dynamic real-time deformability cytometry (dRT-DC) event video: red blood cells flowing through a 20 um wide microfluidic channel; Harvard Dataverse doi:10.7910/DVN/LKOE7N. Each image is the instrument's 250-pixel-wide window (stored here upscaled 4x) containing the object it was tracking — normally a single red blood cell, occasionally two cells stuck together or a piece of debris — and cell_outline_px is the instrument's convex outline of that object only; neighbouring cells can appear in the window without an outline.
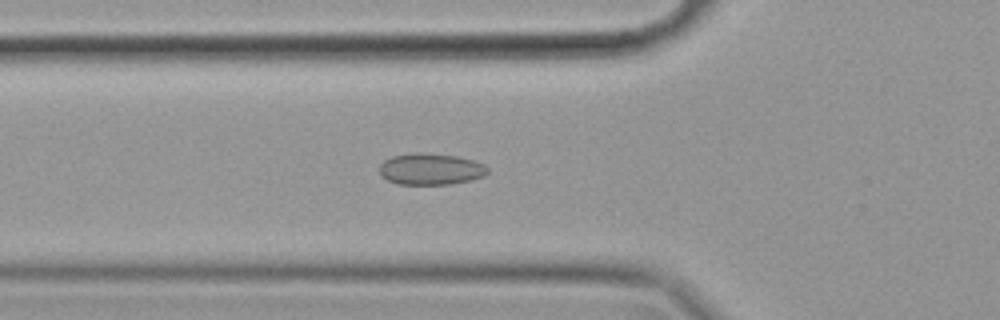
{"species": "common noctule bat (a hibernating species)", "species_latin": "Nyctalus noctula", "temperature_condition": "cold", "stored_images_in_passage": 48, "camera_frame_rate_fps": 3000, "um_per_image_px": 0.085, "animal": {"sex": "female", "body_mass_g": 19.9}, "frame": {"image": 1, "passage_image": 11, "time_ms": 3.333, "image_size_px": [1000, 320], "cell_outline_px": [[488, 172], [484, 176], [468, 180], [448, 184], [396, 184], [380, 176], [380, 164], [384, 160], [392, 156], [416, 152], [424, 152], [456, 156], [472, 160], [484, 164], [488, 168]], "centroid_in_image_um": [36.57, 14.36], "position_along_channel_um": 89.2, "area_um2": 19.83}}
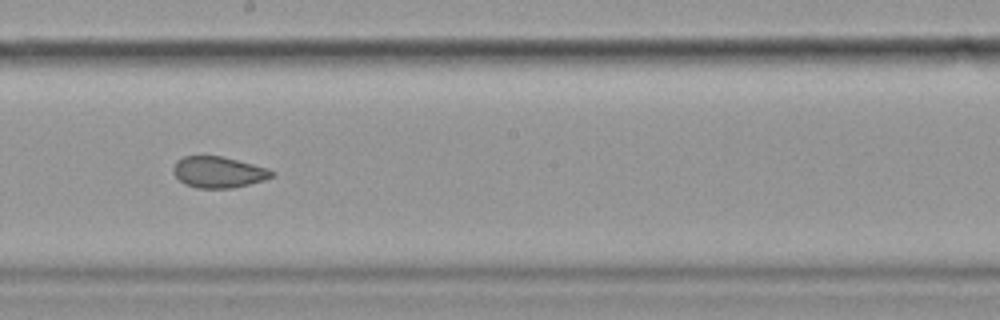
{"frame": {"image": 2, "passage_image": 23, "time_ms": 7.333, "image_size_px": [1000, 320], "cell_outline_px": [[276, 176], [264, 180], [232, 188], [196, 188], [184, 184], [172, 172], [172, 168], [176, 160], [184, 156], [220, 156], [268, 168], [276, 172]], "centroid_in_image_um": [18.56, 14.64], "position_along_channel_um": 229.6, "area_um2": 17.98}}
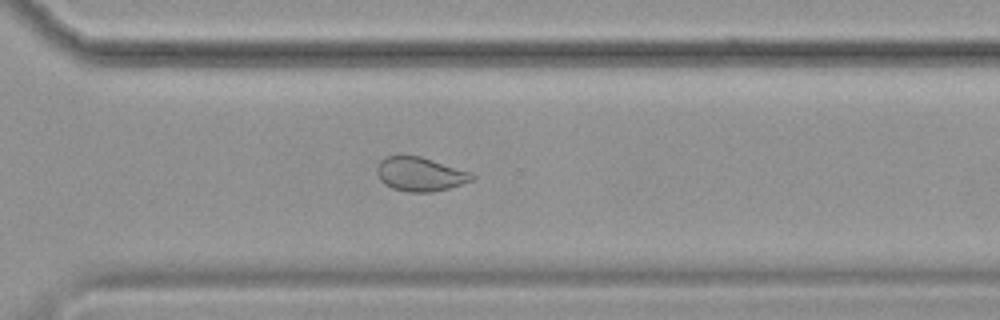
{"frame": {"image": 3, "passage_image": 32, "time_ms": 10.333, "image_size_px": [1000, 320], "cell_outline_px": [[476, 176], [472, 180], [448, 188], [432, 192], [408, 192], [392, 188], [384, 184], [380, 180], [376, 172], [376, 168], [380, 160], [384, 156], [420, 156], [472, 172]], "centroid_in_image_um": [35.69, 14.8], "position_along_channel_um": 334.9, "area_um2": 18.84}, "authors_computed_cell_mechanics": {"area_um2": 19.6231, "velocity_mm_per_s": 3.5062, "shape_relaxation_time_tau1_ms": null, "shape_relaxation_time_tau2_ms": 1.9662, "deformation_change_tau1": null, "deformation_change_tau2": 0.0561}}